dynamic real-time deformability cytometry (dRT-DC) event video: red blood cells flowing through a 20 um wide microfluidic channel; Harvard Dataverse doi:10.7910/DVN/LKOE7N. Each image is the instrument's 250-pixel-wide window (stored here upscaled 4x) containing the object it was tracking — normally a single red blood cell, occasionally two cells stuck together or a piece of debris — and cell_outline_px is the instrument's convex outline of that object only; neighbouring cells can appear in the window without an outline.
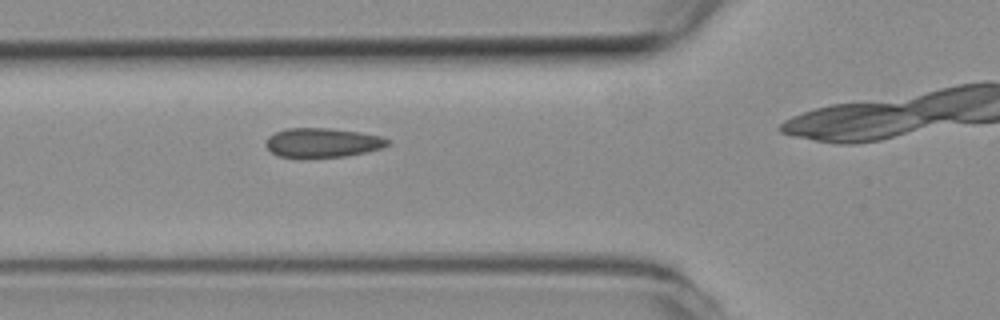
{"species": "common noctule bat (a hibernating species)", "species_latin": "Nyctalus noctula", "temperature_condition": "room temperature", "stored_images_in_passage": 7, "camera_frame_rate_fps": 3000, "um_per_image_px": 0.085, "animal": {"sex": "female", "body_mass_g": 19.3, "forearm_length_mm": 54.1}, "frame": {"image": 1, "passage_image": 6, "time_ms": 1.667, "image_size_px": [1000, 320], "cell_outline_px": [[388, 144], [380, 148], [364, 152], [344, 156], [280, 156], [272, 152], [264, 144], [268, 136], [276, 132], [288, 128], [328, 128], [360, 132], [380, 136], [388, 140]], "centroid_in_image_um": [27.38, 12.1], "position_along_channel_um": 98.4, "area_um2": 20.17}}